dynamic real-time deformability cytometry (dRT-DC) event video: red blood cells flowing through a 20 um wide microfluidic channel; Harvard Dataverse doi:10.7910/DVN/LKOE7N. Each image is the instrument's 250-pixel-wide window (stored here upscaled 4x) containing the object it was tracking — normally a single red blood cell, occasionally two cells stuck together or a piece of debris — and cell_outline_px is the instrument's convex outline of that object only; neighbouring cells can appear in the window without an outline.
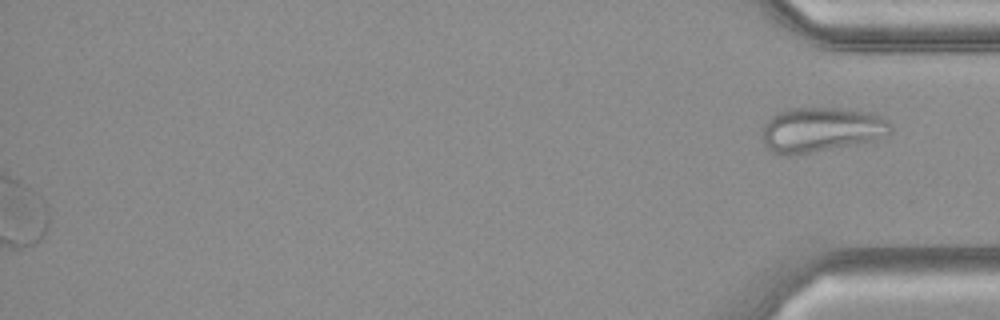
{"species": "common noctule bat (a hibernating species)", "species_latin": "Nyctalus noctula", "temperature_condition": "cold", "stored_images_in_passage": 33, "segment_of_instrument_passage": [2, 2], "camera_frame_rate_fps": 3000, "um_per_image_px": 0.085, "animal": {"sex": "female", "body_mass_g": 21.9}, "frame": {"image": 1, "passage_image": 33, "time_ms": 10.667, "image_size_px": [1000, 320], "cell_outline_px": [[892, 132], [872, 140], [860, 144], [812, 152], [784, 156], [772, 152], [764, 148], [764, 124], [776, 112], [784, 108], [844, 108], [868, 112], [880, 116], [888, 120], [892, 124]], "centroid_in_image_um": [69.79, 11.02], "position_along_channel_um": 365.4, "area_um2": 33.76}}